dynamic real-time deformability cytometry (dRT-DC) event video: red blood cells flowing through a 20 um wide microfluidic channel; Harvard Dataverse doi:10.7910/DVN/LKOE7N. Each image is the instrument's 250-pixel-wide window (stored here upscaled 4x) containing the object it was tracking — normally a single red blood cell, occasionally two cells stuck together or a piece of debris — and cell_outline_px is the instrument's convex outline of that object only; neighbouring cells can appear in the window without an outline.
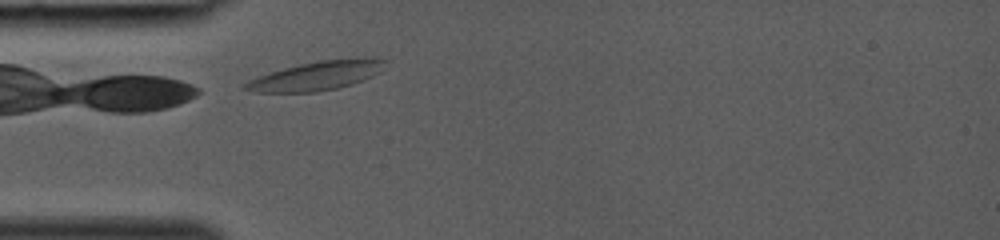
{"species": "common noctule bat (a hibernating species)", "species_latin": "Nyctalus noctula", "temperature_condition": "room temperature", "stored_images_in_passage": 24, "camera_frame_rate_fps": 3000, "um_per_image_px": 0.085, "animal": {"sex": "female", "body_mass_g": 19.0, "forearm_length_mm": 53.3}, "frame": {"image": 1, "passage_image": 1, "time_ms": 0.0, "image_size_px": [1000, 240], "cell_outline_px": [[388, 60], [380, 72], [364, 80], [352, 84], [336, 88], [316, 92], [252, 92], [240, 88], [248, 80], [268, 72], [300, 64], [320, 60], [356, 56], [376, 56]], "centroid_in_image_um": [26.98, 6.4], "position_along_channel_um": 58.0, "area_um2": 24.28}}
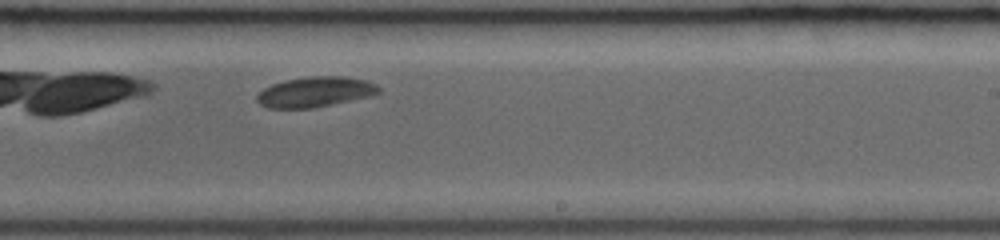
{"frame": {"image": 2, "passage_image": 14, "time_ms": 4.333, "image_size_px": [1000, 240], "cell_outline_px": [[380, 92], [368, 96], [332, 104], [312, 108], [268, 108], [260, 104], [256, 100], [256, 96], [264, 88], [272, 84], [288, 80], [308, 76], [344, 76], [364, 80], [376, 84], [380, 88]], "centroid_in_image_um": [26.77, 7.81], "position_along_channel_um": 262.2, "area_um2": 21.21}}
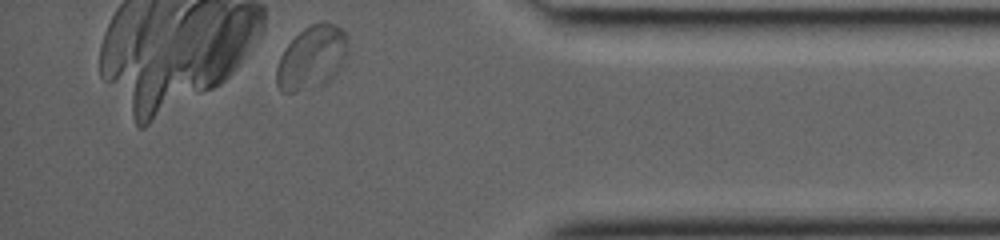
{"frame": {"image": 3, "passage_image": 24, "time_ms": 7.667, "image_size_px": [1000, 240], "cell_outline_px": [[348, 52], [340, 68], [324, 84], [296, 92], [280, 92], [276, 84], [276, 68], [280, 56], [284, 48], [304, 28], [312, 24], [324, 20], [340, 28], [348, 36]], "centroid_in_image_um": [26.49, 4.89], "position_along_channel_um": 408.7, "area_um2": 26.41}}